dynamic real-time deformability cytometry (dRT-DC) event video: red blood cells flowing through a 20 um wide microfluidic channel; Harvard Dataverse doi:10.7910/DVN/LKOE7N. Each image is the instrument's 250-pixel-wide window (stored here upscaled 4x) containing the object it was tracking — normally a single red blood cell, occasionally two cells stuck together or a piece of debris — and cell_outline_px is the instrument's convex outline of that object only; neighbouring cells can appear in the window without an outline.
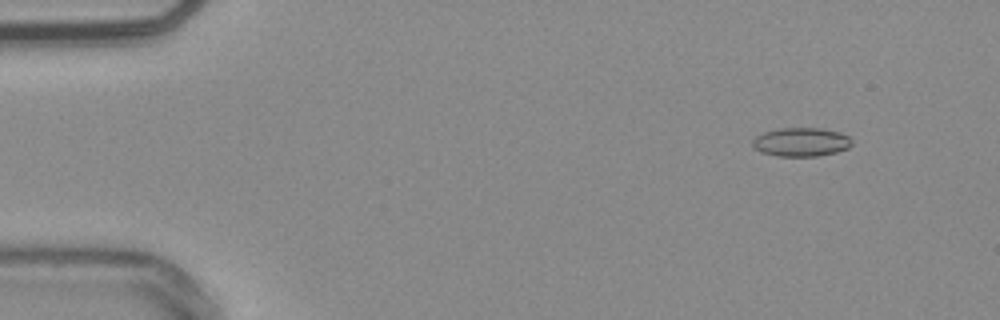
{"species": "common noctule bat (a hibernating species)", "species_latin": "Nyctalus noctula", "temperature_condition": "warm", "stored_images_in_passage": 54, "camera_frame_rate_fps": 3000, "um_per_image_px": 0.085, "animal": {"sex": "male", "body_mass_g": 20.4}, "frame": {"image": 1, "passage_image": 6, "time_ms": 1.667, "image_size_px": [1000, 320], "cell_outline_px": [[852, 144], [848, 148], [836, 152], [816, 156], [776, 156], [760, 152], [752, 144], [752, 140], [756, 136], [764, 132], [780, 128], [820, 128], [840, 132], [848, 136], [852, 140]], "centroid_in_image_um": [68.1, 12.07], "position_along_channel_um": 16.9, "area_um2": 16.65}}
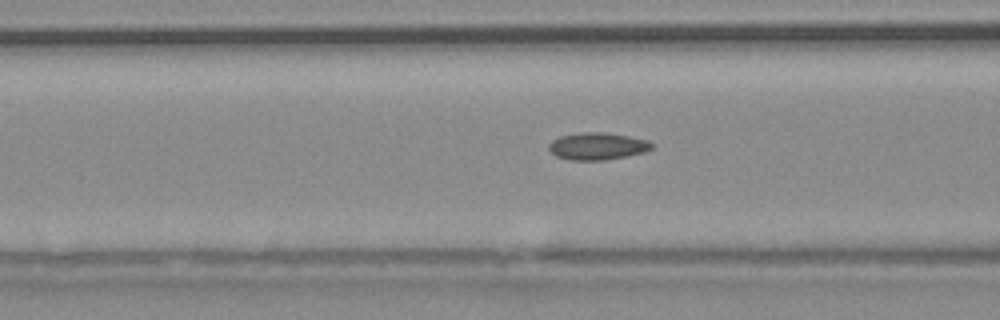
{"frame": {"image": 2, "passage_image": 22, "time_ms": 7.0, "image_size_px": [1000, 320], "cell_outline_px": [[652, 148], [644, 152], [604, 160], [568, 160], [556, 156], [548, 148], [548, 144], [552, 140], [560, 136], [584, 132], [608, 132], [648, 140], [652, 144]], "centroid_in_image_um": [50.75, 12.42], "position_along_channel_um": 115.8, "area_um2": 16.24}}
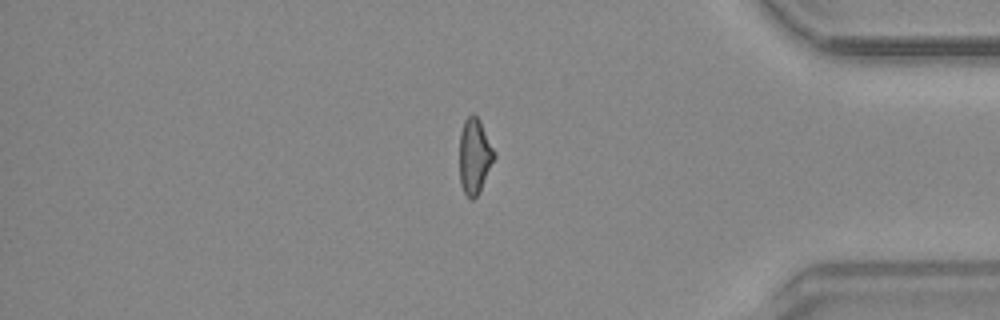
{"frame": {"image": 3, "passage_image": 46, "time_ms": 15.0, "image_size_px": [1000, 320], "cell_outline_px": [[496, 156], [476, 196], [472, 200], [464, 192], [460, 184], [460, 132], [464, 120], [472, 112], [480, 120], [496, 152]], "centroid_in_image_um": [40.34, 13.21], "position_along_channel_um": 394.9, "area_um2": 15.14}, "authors_computed_cell_mechanics": {"area_um2": 15.8661, "velocity_mm_per_s": 3.8153, "shape_relaxation_time_tau1_ms": null, "shape_relaxation_time_tau2_ms": 2.7914, "deformation_change_tau1": null, "deformation_change_tau2": 0.109}}